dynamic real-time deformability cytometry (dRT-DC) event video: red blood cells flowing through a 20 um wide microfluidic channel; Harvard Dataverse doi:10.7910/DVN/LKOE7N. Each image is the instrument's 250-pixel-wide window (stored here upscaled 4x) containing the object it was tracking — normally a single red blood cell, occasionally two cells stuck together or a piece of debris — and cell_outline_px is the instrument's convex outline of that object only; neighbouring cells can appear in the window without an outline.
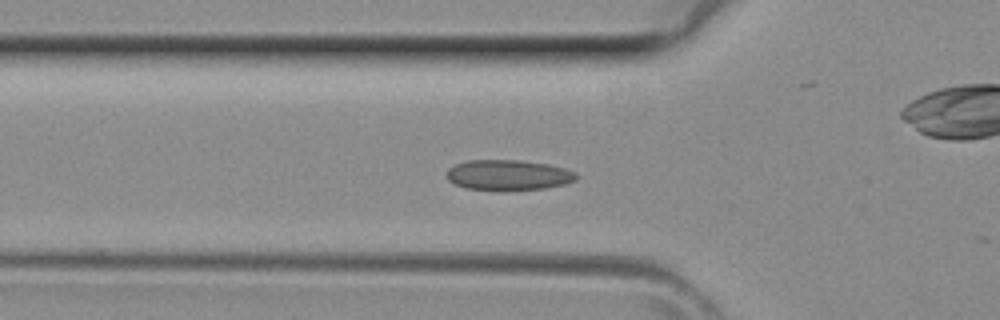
{"species": "common noctule bat (a hibernating species)", "species_latin": "Nyctalus noctula", "temperature_condition": "room temperature", "stored_images_in_passage": 25, "camera_frame_rate_fps": 3000, "um_per_image_px": 0.085, "animal": {"sex": "female", "body_mass_g": 29.2, "forearm_length_mm": 56.3}, "frame": {"image": 1, "passage_image": 3, "time_ms": 0.667, "image_size_px": [1000, 320], "cell_outline_px": [[576, 180], [564, 184], [544, 188], [508, 192], [504, 192], [464, 188], [448, 180], [448, 168], [456, 164], [468, 160], [520, 160], [548, 164], [564, 168], [576, 172]], "centroid_in_image_um": [43.2, 14.9], "position_along_channel_um": 82.6, "area_um2": 23.35}}
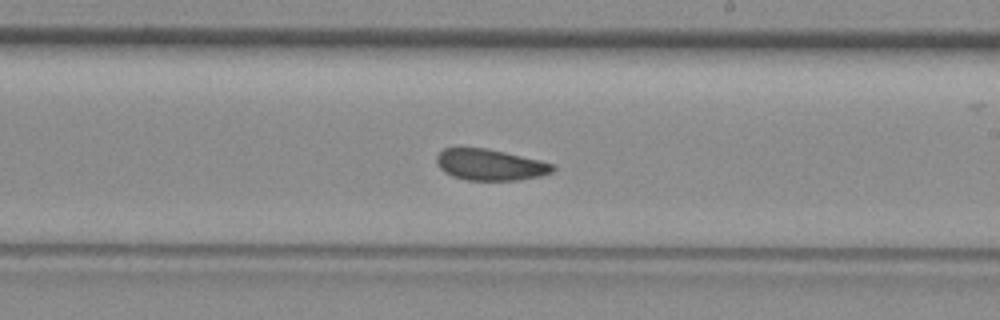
{"frame": {"image": 2, "passage_image": 13, "time_ms": 4.0, "image_size_px": [1000, 320], "cell_outline_px": [[556, 168], [552, 172], [540, 176], [520, 180], [468, 180], [452, 176], [444, 172], [440, 168], [436, 160], [436, 156], [444, 148], [488, 148], [540, 160], [556, 164]], "centroid_in_image_um": [41.69, 14.0], "position_along_channel_um": 247.3, "area_um2": 21.21}}
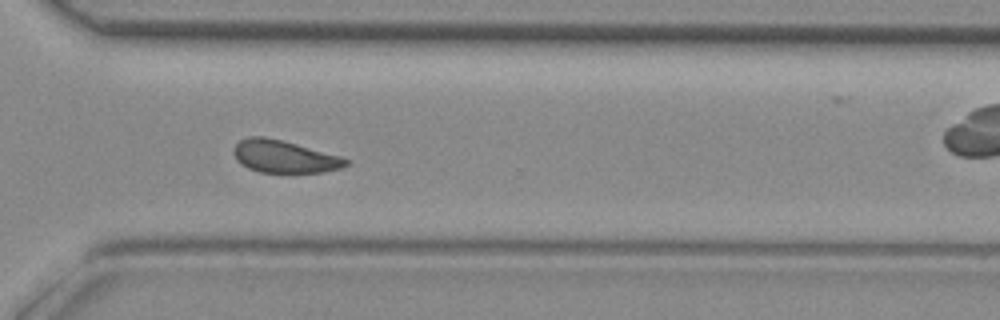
{"frame": {"image": 3, "passage_image": 19, "time_ms": 6.0, "image_size_px": [1000, 320], "cell_outline_px": [[348, 164], [344, 168], [320, 172], [260, 172], [248, 168], [236, 160], [236, 144], [240, 140], [248, 136], [264, 136], [296, 144], [340, 156], [348, 160]], "centroid_in_image_um": [24.18, 13.31], "position_along_channel_um": 346.4, "area_um2": 20.81}}